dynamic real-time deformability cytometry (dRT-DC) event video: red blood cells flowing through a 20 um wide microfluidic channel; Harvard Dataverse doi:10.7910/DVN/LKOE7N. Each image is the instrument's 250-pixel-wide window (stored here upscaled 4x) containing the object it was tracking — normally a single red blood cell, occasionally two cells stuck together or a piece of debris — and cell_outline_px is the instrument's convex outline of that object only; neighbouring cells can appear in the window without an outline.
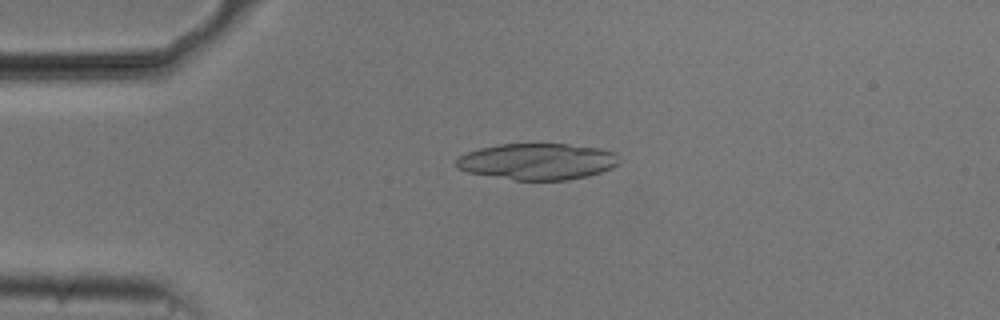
{"species": "common noctule bat (a hibernating species)", "species_latin": "Nyctalus noctula", "temperature_condition": "cold", "stored_images_in_passage": 53, "camera_frame_rate_fps": 3000, "um_per_image_px": 0.085, "animal": {"sex": "male", "body_mass_g": 20.5, "forearm_length_mm": 52.5}, "frame": {"image": 1, "passage_image": 12, "time_ms": 3.667, "image_size_px": [1000, 320], "cell_outline_px": [[620, 164], [612, 168], [588, 176], [568, 180], [512, 180], [468, 172], [456, 168], [456, 160], [460, 156], [468, 152], [480, 148], [500, 144], [568, 144], [600, 148], [616, 152], [620, 160]], "centroid_in_image_um": [45.72, 13.73], "position_along_channel_um": 39.3, "area_um2": 34.74}}